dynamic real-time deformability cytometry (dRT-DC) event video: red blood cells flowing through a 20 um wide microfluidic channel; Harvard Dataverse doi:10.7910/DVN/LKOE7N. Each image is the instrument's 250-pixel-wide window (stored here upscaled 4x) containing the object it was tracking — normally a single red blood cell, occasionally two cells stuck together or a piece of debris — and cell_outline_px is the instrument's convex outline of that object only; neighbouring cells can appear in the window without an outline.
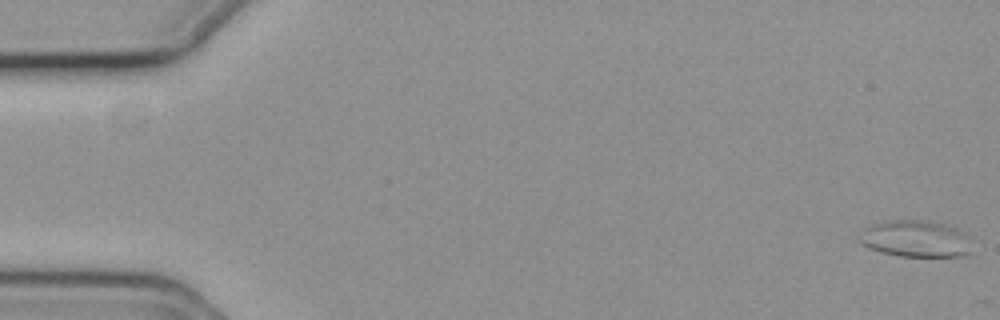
{"species": "common noctule bat (a hibernating species)", "species_latin": "Nyctalus noctula", "temperature_condition": "cold", "stored_images_in_passage": 8, "camera_frame_rate_fps": 3000, "um_per_image_px": 0.085, "animal": {"sex": "female", "body_mass_g": 19.3, "forearm_length_mm": 54.1}, "frame": {"image": 1, "passage_image": 1, "time_ms": 0.0, "image_size_px": [1000, 320], "cell_outline_px": [[972, 256], [900, 256], [880, 252], [868, 248], [860, 244], [856, 240], [856, 236], [864, 228], [872, 224], [888, 220], [920, 220], [944, 224], [956, 228], [972, 252]], "centroid_in_image_um": [77.68, 20.31], "position_along_channel_um": 7.3, "area_um2": 23.93}}